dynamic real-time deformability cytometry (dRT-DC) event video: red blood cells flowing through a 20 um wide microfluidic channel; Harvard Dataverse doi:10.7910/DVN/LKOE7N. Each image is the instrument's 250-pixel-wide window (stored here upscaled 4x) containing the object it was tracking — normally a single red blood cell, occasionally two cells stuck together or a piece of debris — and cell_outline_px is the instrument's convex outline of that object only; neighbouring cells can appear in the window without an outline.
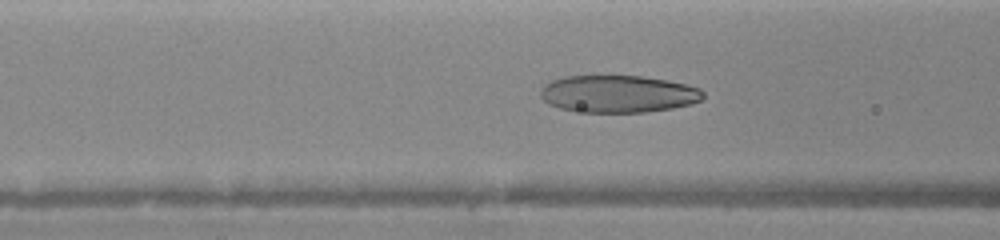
{"species": "human", "species_latin": "Homo sapiens", "temperature_condition": "warm", "stored_images_in_passage": 13, "camera_frame_rate_fps": 3000, "um_per_image_px": 0.085, "donor": {"sex": "female"}, "frame": {"image": 1, "passage_image": 4, "time_ms": 1.0, "image_size_px": [1000, 240], "cell_outline_px": [[704, 96], [700, 100], [692, 104], [672, 108], [644, 112], [584, 112], [560, 108], [548, 104], [540, 96], [540, 92], [544, 84], [552, 80], [564, 76], [644, 76], [668, 80], [700, 88], [704, 92]], "centroid_in_image_um": [52.54, 7.98], "position_along_channel_um": 114.1, "area_um2": 35.37}}
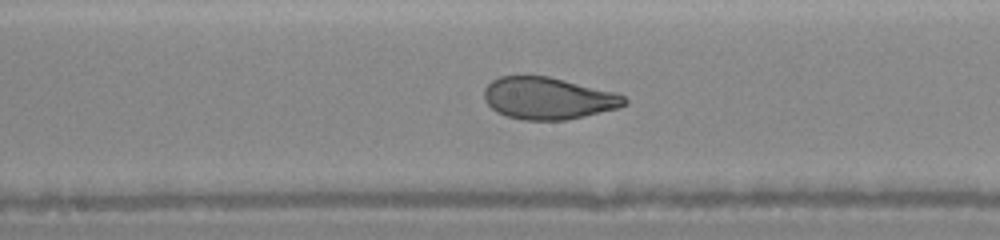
{"frame": {"image": 2, "passage_image": 10, "time_ms": 3.0, "image_size_px": [1000, 240], "cell_outline_px": [[628, 104], [616, 108], [568, 120], [524, 120], [508, 116], [496, 112], [484, 100], [484, 88], [492, 80], [500, 76], [548, 76], [616, 92], [624, 96], [628, 100]], "centroid_in_image_um": [46.59, 8.35], "position_along_channel_um": 201.6, "area_um2": 34.33}}
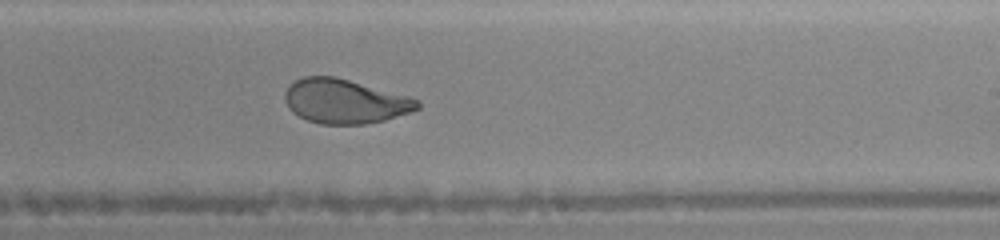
{"frame": {"image": 3, "passage_image": 13, "time_ms": 4.333, "image_size_px": [1000, 240], "cell_outline_px": [[420, 108], [384, 120], [364, 124], [320, 124], [308, 120], [292, 112], [288, 108], [284, 100], [284, 92], [296, 80], [304, 76], [336, 76], [408, 96], [420, 100]], "centroid_in_image_um": [29.29, 8.6], "position_along_channel_um": 259.7, "area_um2": 34.1}}